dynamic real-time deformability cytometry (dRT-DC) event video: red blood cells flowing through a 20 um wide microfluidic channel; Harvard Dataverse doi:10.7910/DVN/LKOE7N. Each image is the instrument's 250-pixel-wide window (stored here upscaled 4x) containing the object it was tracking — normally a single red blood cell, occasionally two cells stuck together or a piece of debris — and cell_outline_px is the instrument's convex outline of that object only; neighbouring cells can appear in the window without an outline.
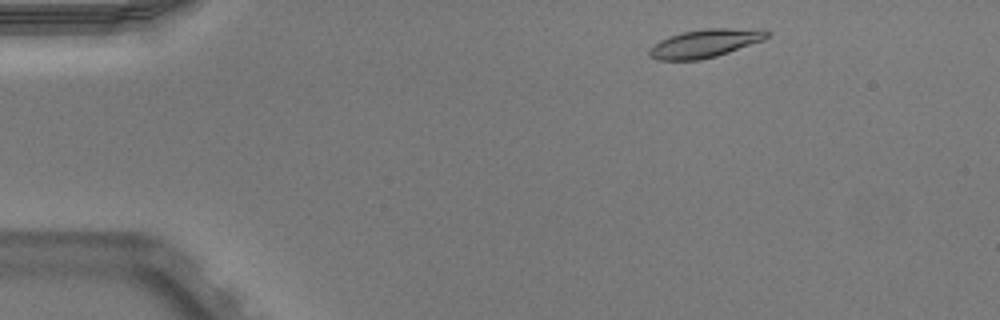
{"species": "Egyptian fruit bat (a non-hibernating species)", "species_latin": "Rousettus aegyptiacus", "temperature_condition": "warm", "stored_images_in_passage": 47, "camera_frame_rate_fps": 3000, "um_per_image_px": 0.085, "animal": {"sex": "male"}, "frame": {"image": 1, "passage_image": 3, "time_ms": 0.667, "image_size_px": [1000, 320], "cell_outline_px": [[772, 32], [764, 40], [716, 56], [700, 60], [656, 60], [648, 56], [648, 48], [660, 40], [684, 32], [708, 28], [764, 28]], "centroid_in_image_um": [59.97, 3.68], "position_along_channel_um": 25.0, "area_um2": 19.54}}
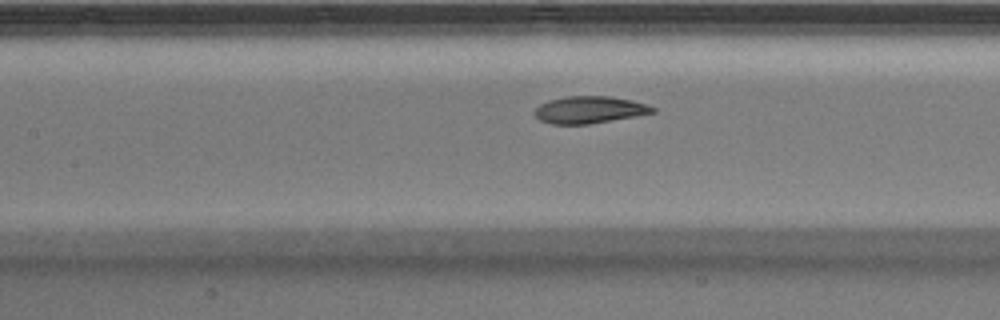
{"frame": {"image": 2, "passage_image": 19, "time_ms": 6.0, "image_size_px": [1000, 320], "cell_outline_px": [[656, 112], [636, 116], [588, 124], [552, 124], [540, 120], [532, 112], [540, 104], [548, 100], [564, 96], [608, 96], [632, 100], [656, 108]], "centroid_in_image_um": [50.07, 9.33], "position_along_channel_um": 157.3, "area_um2": 18.61}}
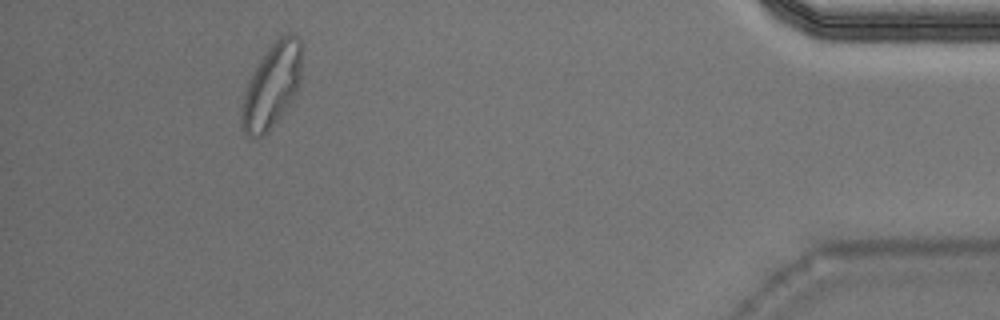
{"frame": {"image": 3, "passage_image": 43, "time_ms": 14.0, "image_size_px": [1000, 320], "cell_outline_px": [[304, 44], [300, 84], [292, 100], [284, 112], [268, 132], [264, 136], [252, 140], [244, 136], [240, 124], [240, 112], [244, 92], [248, 80], [268, 48], [280, 36], [288, 32], [292, 32]], "centroid_in_image_um": [23.11, 7.33], "position_along_channel_um": 412.1, "area_um2": 30.46}, "authors_computed_cell_mechanics": {"area_um2": 19.5364, "velocity_mm_per_s": 3.9017, "shape_relaxation_time_tau1_ms": 3.2788, "shape_relaxation_time_tau2_ms": 1.2122, "deformation_change_tau1": 0.1606, "deformation_change_tau2": 0.0558}}